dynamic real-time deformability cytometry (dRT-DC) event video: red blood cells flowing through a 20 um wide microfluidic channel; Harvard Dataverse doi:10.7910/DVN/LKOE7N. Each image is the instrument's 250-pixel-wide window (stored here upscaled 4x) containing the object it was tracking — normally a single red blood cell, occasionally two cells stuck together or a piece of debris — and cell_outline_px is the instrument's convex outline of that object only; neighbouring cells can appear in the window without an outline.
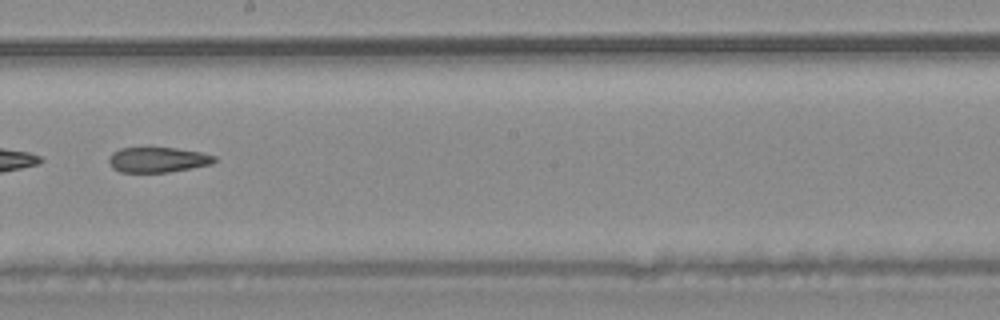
{"species": "common noctule bat (a hibernating species)", "species_latin": "Nyctalus noctula", "temperature_condition": "warm", "stored_images_in_passage": 46, "camera_frame_rate_fps": 3000, "um_per_image_px": 0.085, "animal": {"sex": "male", "body_mass_g": 20.4}, "frame": {"image": 1, "passage_image": 27, "time_ms": 8.667, "image_size_px": [1000, 320], "cell_outline_px": [[216, 160], [212, 164], [168, 172], [120, 172], [112, 168], [108, 160], [108, 156], [112, 152], [120, 148], [148, 144], [176, 148], [200, 152], [216, 156]], "centroid_in_image_um": [13.34, 13.52], "position_along_channel_um": 234.9, "area_um2": 16.3}, "authors_computed_cell_mechanics": {"area_um2": 19.074, "velocity_mm_per_s": 4.274, "shape_relaxation_time_tau1_ms": null, "shape_relaxation_time_tau2_ms": 6.2249, "deformation_change_tau1": null, "deformation_change_tau2": 0.1726}}